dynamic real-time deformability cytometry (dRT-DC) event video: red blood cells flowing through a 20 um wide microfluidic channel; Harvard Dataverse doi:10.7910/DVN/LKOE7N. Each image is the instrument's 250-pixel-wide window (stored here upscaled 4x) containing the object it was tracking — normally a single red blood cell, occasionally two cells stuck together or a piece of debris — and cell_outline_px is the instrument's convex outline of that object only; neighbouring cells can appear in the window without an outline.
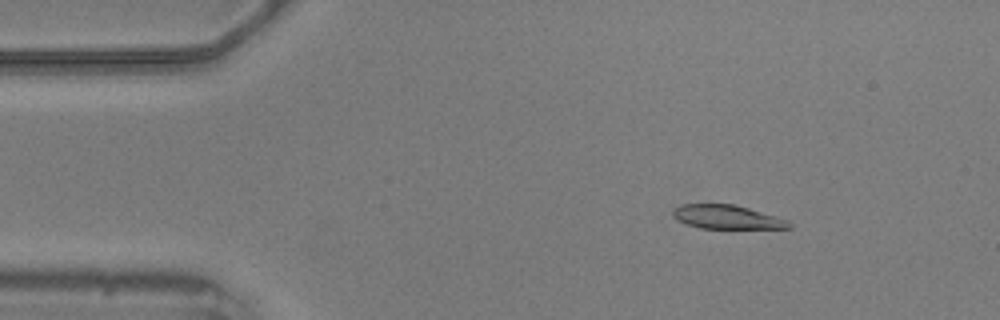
{"species": "common noctule bat (a hibernating species)", "species_latin": "Nyctalus noctula", "temperature_condition": "warm", "stored_images_in_passage": 56, "camera_frame_rate_fps": 3000, "um_per_image_px": 0.085, "animal": {"sex": "male", "body_mass_g": 20.5, "forearm_length_mm": 52.5}, "frame": {"image": 1, "passage_image": 8, "time_ms": 2.333, "image_size_px": [1000, 320], "cell_outline_px": [[792, 228], [700, 228], [676, 220], [672, 216], [672, 208], [680, 204], [732, 204], [748, 208], [776, 216], [788, 220], [792, 224]], "centroid_in_image_um": [61.75, 18.44], "position_along_channel_um": 23.3, "area_um2": 16.13}}
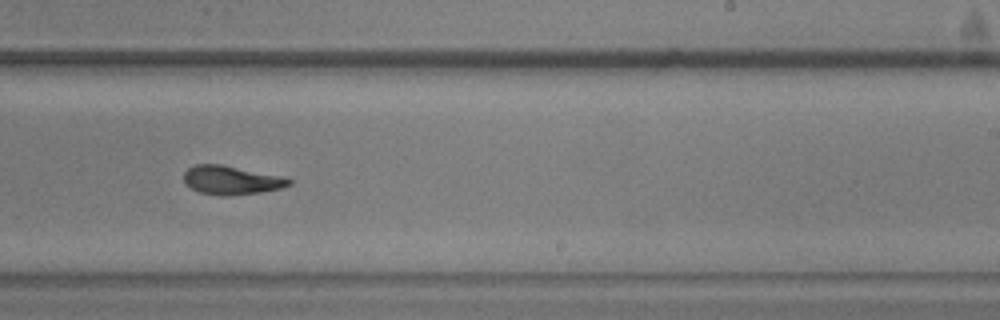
{"frame": {"image": 2, "passage_image": 34, "time_ms": 11.0, "image_size_px": [1000, 320], "cell_outline_px": [[292, 184], [280, 188], [260, 192], [228, 196], [220, 196], [200, 192], [184, 184], [184, 172], [188, 168], [196, 164], [220, 164], [288, 176], [292, 180]], "centroid_in_image_um": [19.71, 15.3], "position_along_channel_um": 269.3, "area_um2": 17.92}}
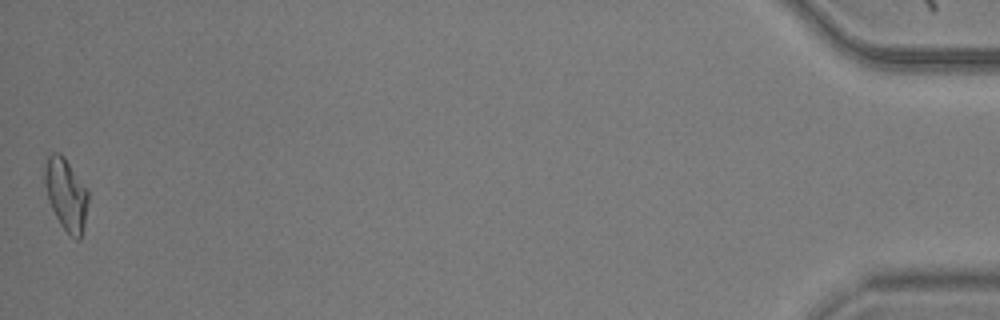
{"frame": {"image": 3, "passage_image": 56, "time_ms": 18.333, "image_size_px": [1000, 320], "cell_outline_px": [[88, 200], [84, 224], [80, 240], [76, 240], [60, 224], [48, 200], [44, 184], [44, 164], [48, 156], [52, 152], [60, 152], [64, 156], [88, 188]], "centroid_in_image_um": [5.61, 16.47], "position_along_channel_um": 429.6, "area_um2": 18.38}, "authors_computed_cell_mechanics": {"area_um2": 17.7446, "velocity_mm_per_s": 3.5792, "shape_relaxation_time_tau1_ms": 6.2139, "shape_relaxation_time_tau2_ms": 5.5906, "deformation_change_tau1": 0.1958, "deformation_change_tau2": 0.1223}}